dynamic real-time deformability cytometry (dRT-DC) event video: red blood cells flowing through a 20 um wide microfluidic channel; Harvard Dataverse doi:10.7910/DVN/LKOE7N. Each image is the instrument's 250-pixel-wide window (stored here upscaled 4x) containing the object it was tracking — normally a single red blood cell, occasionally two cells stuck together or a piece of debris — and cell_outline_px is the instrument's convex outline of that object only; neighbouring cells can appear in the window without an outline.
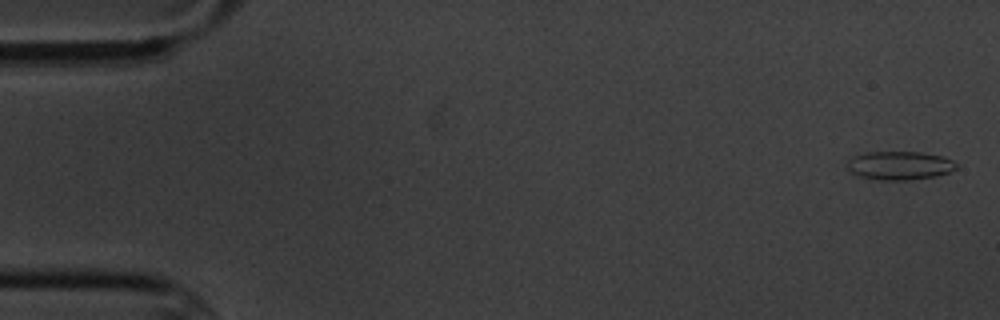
{"species": "common noctule bat (a hibernating species)", "species_latin": "Nyctalus noctula", "temperature_condition": "cold", "stored_images_in_passage": 7, "camera_frame_rate_fps": 3000, "um_per_image_px": 0.085, "animal": {"sex": "male", "body_mass_g": 20.1, "forearm_length_mm": 53.5}, "frame": {"image": 1, "passage_image": 1, "time_ms": 0.0, "image_size_px": [1000, 320], "cell_outline_px": [[956, 168], [948, 172], [936, 176], [912, 180], [880, 180], [860, 176], [852, 172], [848, 168], [848, 156], [864, 152], [920, 152], [944, 156], [952, 160], [956, 164]], "centroid_in_image_um": [76.44, 14.06], "position_along_channel_um": 8.6, "area_um2": 18.26}}
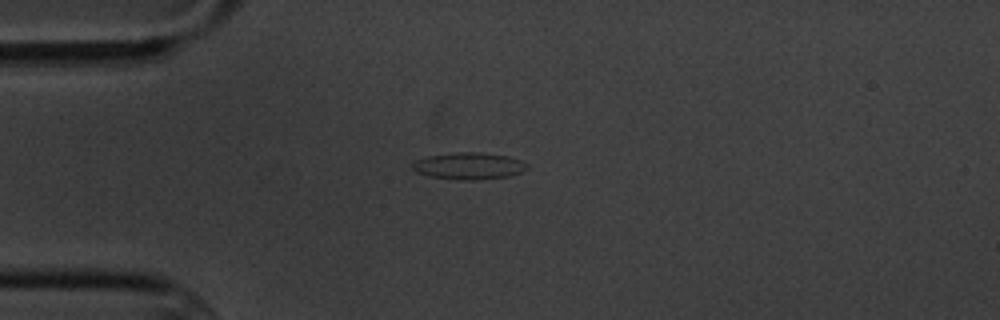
{"frame": {"image": 2, "passage_image": 5, "time_ms": 4.333, "image_size_px": [1000, 320], "cell_outline_px": [[528, 168], [520, 172], [508, 176], [472, 180], [468, 180], [428, 176], [416, 172], [412, 168], [412, 164], [416, 160], [428, 156], [456, 152], [476, 152], [508, 156], [520, 160], [528, 164]], "centroid_in_image_um": [39.84, 14.1], "position_along_channel_um": 45.2, "area_um2": 17.69}}
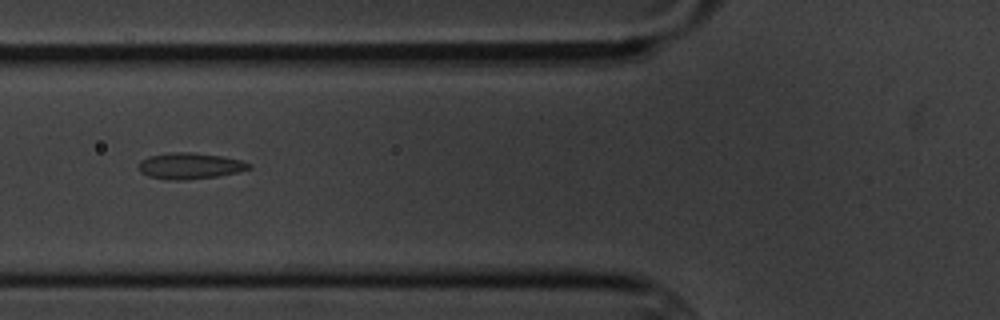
{"frame": {"image": 3, "passage_image": 7, "time_ms": 6.667, "image_size_px": [1000, 320], "cell_outline_px": [[252, 168], [240, 172], [220, 176], [184, 180], [168, 180], [148, 176], [140, 172], [136, 164], [140, 160], [148, 156], [172, 152], [192, 152], [224, 156], [240, 160], [252, 164]], "centroid_in_image_um": [16.14, 14.1], "position_along_channel_um": 109.7, "area_um2": 17.22}}